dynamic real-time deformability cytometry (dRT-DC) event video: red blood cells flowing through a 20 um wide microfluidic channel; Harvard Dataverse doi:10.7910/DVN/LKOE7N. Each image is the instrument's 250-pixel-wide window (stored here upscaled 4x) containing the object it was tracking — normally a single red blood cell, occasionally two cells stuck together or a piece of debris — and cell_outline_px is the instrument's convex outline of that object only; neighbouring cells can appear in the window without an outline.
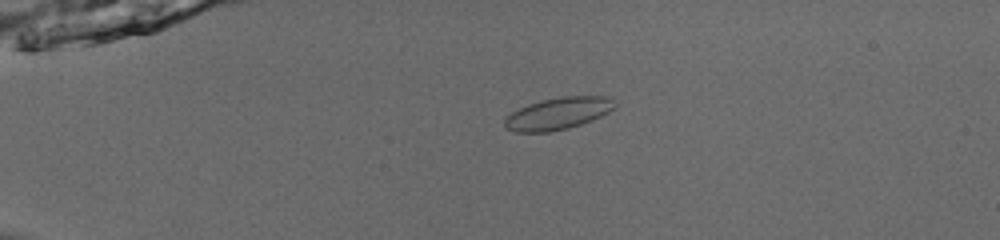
{"species": "common noctule bat (a hibernating species)", "species_latin": "Nyctalus noctula", "temperature_condition": "room temperature", "stored_images_in_passage": 55, "camera_frame_rate_fps": 3000, "um_per_image_px": 0.085, "animal": {"sex": "male", "body_mass_g": 13.0, "forearm_length_mm": 53.1}, "frame": {"image": 1, "passage_image": 15, "time_ms": 4.667, "image_size_px": [1000, 240], "cell_outline_px": [[616, 104], [608, 112], [592, 120], [568, 128], [548, 132], [516, 132], [504, 128], [504, 120], [512, 112], [528, 104], [544, 100], [564, 96], [608, 96]], "centroid_in_image_um": [47.41, 9.65], "position_along_channel_um": 37.6, "area_um2": 20.29}}
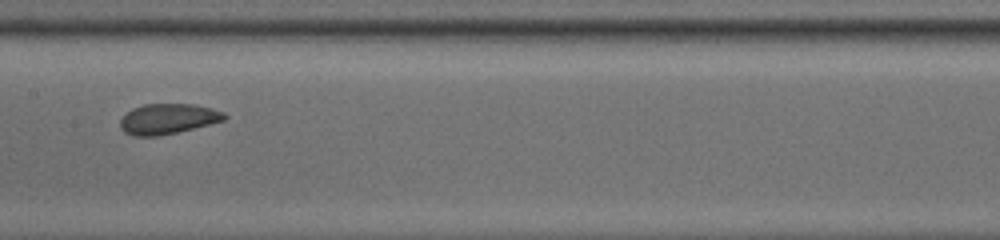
{"frame": {"image": 2, "passage_image": 31, "time_ms": 10.0, "image_size_px": [1000, 240], "cell_outline_px": [[228, 116], [224, 120], [176, 132], [156, 136], [132, 136], [124, 132], [120, 128], [120, 120], [132, 108], [144, 104], [192, 104], [212, 108], [224, 112]], "centroid_in_image_um": [14.25, 10.1], "position_along_channel_um": 193.2, "area_um2": 18.26}}
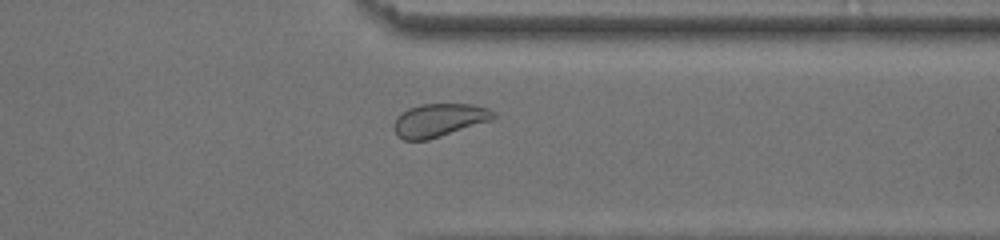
{"frame": {"image": 3, "passage_image": 45, "time_ms": 14.667, "image_size_px": [1000, 240], "cell_outline_px": [[496, 116], [492, 120], [428, 140], [404, 140], [396, 136], [392, 124], [400, 112], [408, 108], [424, 104], [472, 104], [488, 108], [496, 112]], "centroid_in_image_um": [37.3, 10.21], "position_along_channel_um": 374.1, "area_um2": 19.42}, "authors_computed_cell_mechanics": {"area_um2": 19.7676, "velocity_mm_per_s": 3.8954, "shape_relaxation_time_tau1_ms": 3.6239, "shape_relaxation_time_tau2_ms": 1.8759, "deformation_change_tau1": 0.0659, "deformation_change_tau2": 0.039}}